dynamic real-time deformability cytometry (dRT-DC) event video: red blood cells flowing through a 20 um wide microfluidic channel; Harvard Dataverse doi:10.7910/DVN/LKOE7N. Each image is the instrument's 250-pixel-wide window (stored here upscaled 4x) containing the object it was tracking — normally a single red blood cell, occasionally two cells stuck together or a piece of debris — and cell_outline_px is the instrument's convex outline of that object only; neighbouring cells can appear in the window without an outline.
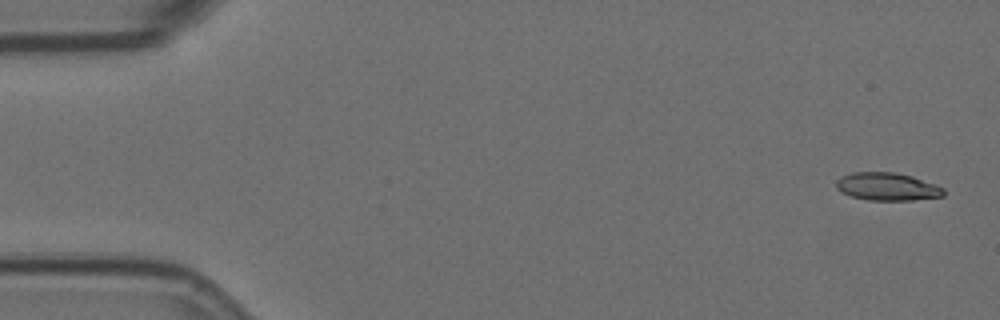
{"species": "Egyptian fruit bat (a non-hibernating species)", "species_latin": "Rousettus aegyptiacus", "temperature_condition": "room temperature", "stored_images_in_passage": 5, "camera_frame_rate_fps": 3000, "um_per_image_px": 0.085, "animal": {"sex": "female"}, "frame": {"image": 1, "passage_image": 1, "time_ms": 0.0, "image_size_px": [1000, 320], "cell_outline_px": [[944, 196], [912, 200], [868, 200], [852, 196], [840, 192], [836, 188], [836, 180], [852, 172], [896, 172], [912, 176], [936, 184], [944, 188]], "centroid_in_image_um": [75.43, 15.86], "position_along_channel_um": 9.6, "area_um2": 17.46}}
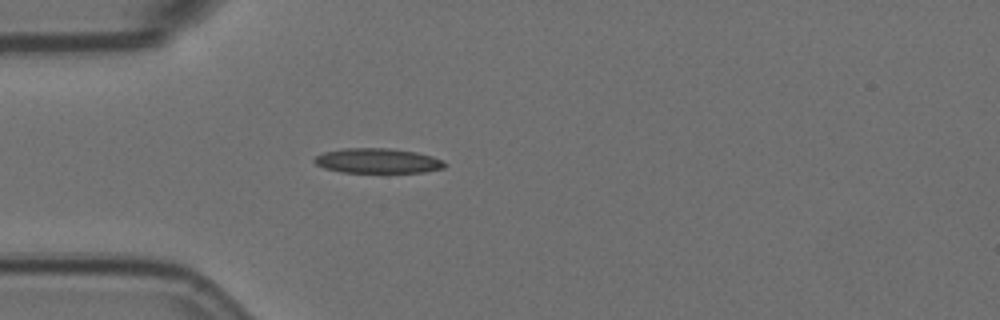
{"frame": {"image": 2, "passage_image": 5, "time_ms": 1.333, "image_size_px": [1000, 320], "cell_outline_px": [[444, 168], [424, 172], [340, 172], [324, 168], [316, 164], [312, 160], [316, 156], [324, 152], [344, 148], [388, 148], [416, 152], [432, 156], [440, 160], [444, 164]], "centroid_in_image_um": [32.05, 13.66], "position_along_channel_um": 53.0, "area_um2": 18.73}}